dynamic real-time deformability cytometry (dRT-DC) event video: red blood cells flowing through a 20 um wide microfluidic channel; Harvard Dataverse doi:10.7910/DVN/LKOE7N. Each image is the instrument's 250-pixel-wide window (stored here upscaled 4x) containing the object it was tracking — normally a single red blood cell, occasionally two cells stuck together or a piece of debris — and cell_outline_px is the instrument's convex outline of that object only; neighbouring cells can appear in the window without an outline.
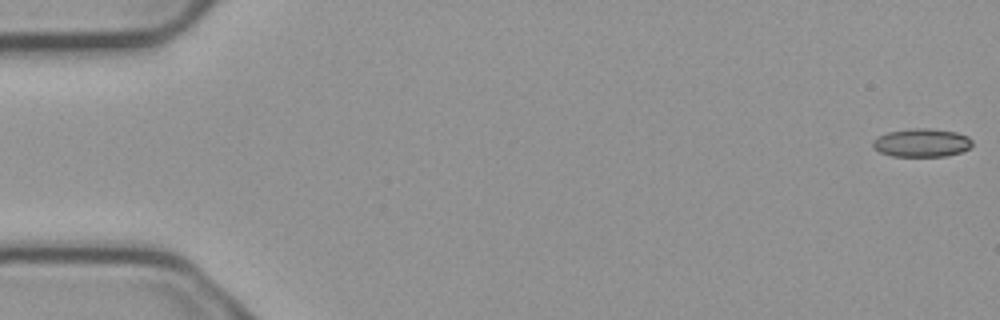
{"species": "common noctule bat (a hibernating species)", "species_latin": "Nyctalus noctula", "temperature_condition": "cold", "stored_images_in_passage": 9, "camera_frame_rate_fps": 3000, "um_per_image_px": 0.085, "animal": {"sex": "male", "body_mass_g": 23.1, "forearm_length_mm": 52.7}, "frame": {"image": 1, "passage_image": 1, "time_ms": 0.0, "image_size_px": [1000, 320], "cell_outline_px": [[972, 144], [968, 148], [960, 152], [944, 156], [892, 156], [880, 152], [872, 148], [872, 140], [888, 132], [912, 128], [928, 128], [956, 132], [968, 136], [972, 140]], "centroid_in_image_um": [78.32, 12.13], "position_along_channel_um": 6.7, "area_um2": 16.36}}
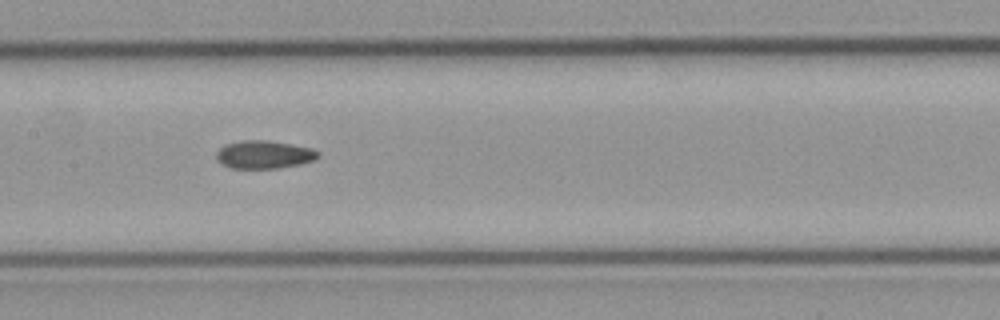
{"frame": {"image": 2, "passage_image": 6, "time_ms": 1.667, "image_size_px": [1000, 320], "cell_outline_px": [[320, 156], [312, 160], [300, 164], [276, 168], [232, 168], [216, 160], [216, 152], [224, 144], [244, 140], [264, 140], [312, 148], [320, 152]], "centroid_in_image_um": [22.43, 13.13], "position_along_channel_um": 185.0, "area_um2": 16.42}}
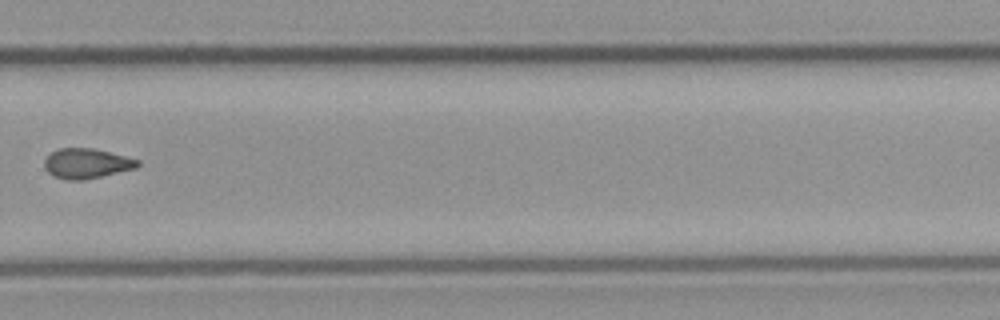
{"frame": {"image": 3, "passage_image": 9, "time_ms": 2.667, "image_size_px": [1000, 320], "cell_outline_px": [[140, 164], [136, 168], [84, 180], [64, 180], [48, 172], [44, 168], [44, 160], [52, 152], [60, 148], [92, 148], [140, 160]], "centroid_in_image_um": [7.35, 13.9], "position_along_channel_um": 322.4, "area_um2": 16.13}}